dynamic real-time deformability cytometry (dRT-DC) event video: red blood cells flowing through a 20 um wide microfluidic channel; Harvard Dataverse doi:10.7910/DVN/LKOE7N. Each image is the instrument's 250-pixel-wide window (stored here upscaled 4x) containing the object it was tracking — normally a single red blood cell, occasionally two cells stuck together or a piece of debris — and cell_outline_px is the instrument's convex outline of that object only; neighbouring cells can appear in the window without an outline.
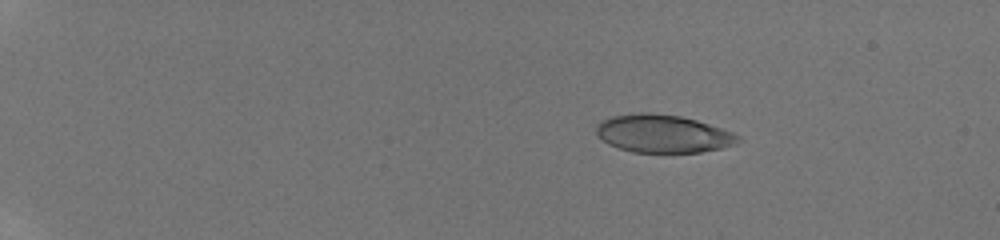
{"species": "human", "species_latin": "Homo sapiens", "temperature_condition": "room temperature", "stored_images_in_passage": 18, "camera_frame_rate_fps": 3000, "um_per_image_px": 0.085, "donor": {"sex": "male"}, "frame": {"image": 1, "passage_image": 1, "time_ms": 0.0, "image_size_px": [1000, 240], "cell_outline_px": [[744, 140], [720, 148], [700, 152], [632, 152], [608, 144], [596, 136], [596, 124], [612, 116], [636, 112], [648, 112], [680, 116], [696, 120], [732, 132], [740, 136]], "centroid_in_image_um": [56.32, 11.36], "position_along_channel_um": 28.7, "area_um2": 31.27}}
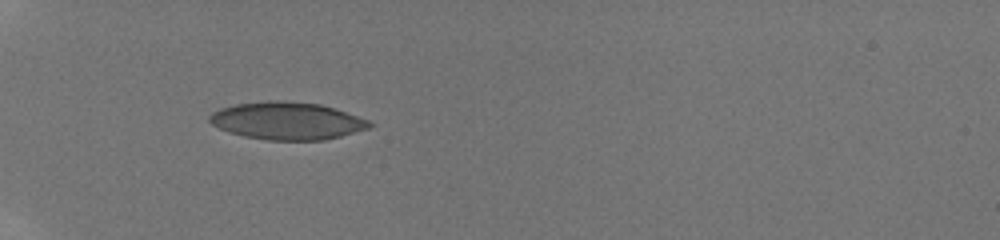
{"frame": {"image": 2, "passage_image": 15, "time_ms": 3.333, "image_size_px": [1000, 240], "cell_outline_px": [[376, 124], [368, 128], [340, 136], [324, 140], [268, 140], [244, 136], [228, 132], [212, 124], [208, 120], [208, 116], [212, 112], [220, 108], [236, 104], [268, 100], [284, 100], [320, 104], [336, 108], [368, 120]], "centroid_in_image_um": [24.39, 10.26], "position_along_channel_um": 60.6, "area_um2": 35.08}}
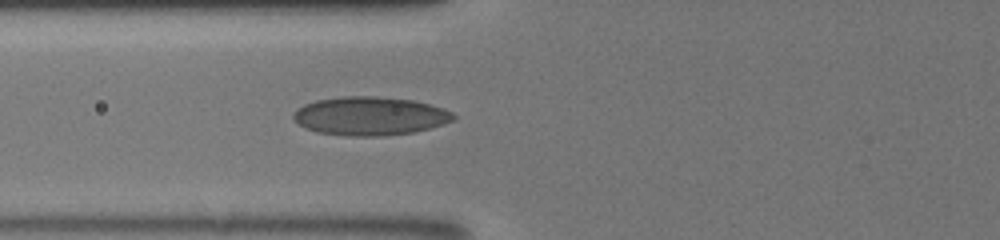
{"frame": {"image": 3, "passage_image": 18, "time_ms": 4.667, "image_size_px": [1000, 240], "cell_outline_px": [[456, 116], [452, 120], [444, 124], [412, 132], [380, 136], [348, 136], [316, 132], [300, 124], [292, 116], [296, 108], [304, 104], [316, 100], [340, 96], [376, 96], [412, 100], [432, 104], [452, 112]], "centroid_in_image_um": [31.44, 9.85], "position_along_channel_um": 94.4, "area_um2": 35.89}}